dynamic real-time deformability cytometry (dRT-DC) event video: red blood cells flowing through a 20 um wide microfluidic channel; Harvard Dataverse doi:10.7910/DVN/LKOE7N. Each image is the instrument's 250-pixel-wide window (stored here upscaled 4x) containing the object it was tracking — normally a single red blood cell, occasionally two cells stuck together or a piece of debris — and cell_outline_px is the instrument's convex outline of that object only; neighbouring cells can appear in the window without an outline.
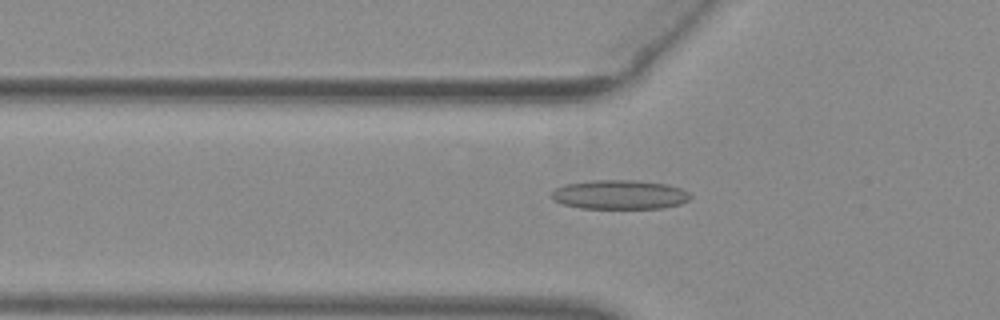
{"species": "common noctule bat (a hibernating species)", "species_latin": "Nyctalus noctula", "temperature_condition": "warm", "stored_images_in_passage": 49, "camera_frame_rate_fps": 3000, "um_per_image_px": 0.085, "animal": {"sex": "female", "body_mass_g": 29.2, "forearm_length_mm": 56.3}, "frame": {"image": 1, "passage_image": 15, "time_ms": 4.667, "image_size_px": [1000, 320], "cell_outline_px": [[692, 196], [688, 200], [680, 204], [664, 208], [580, 208], [564, 204], [552, 200], [552, 192], [556, 188], [564, 184], [592, 180], [636, 180], [668, 184], [680, 188], [688, 192]], "centroid_in_image_um": [52.68, 16.54], "position_along_channel_um": 73.1, "area_um2": 23.7}}
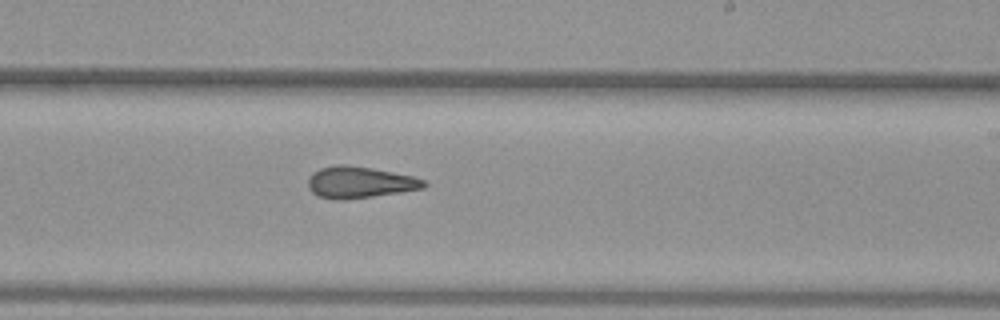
{"frame": {"image": 2, "passage_image": 29, "time_ms": 9.333, "image_size_px": [1000, 320], "cell_outline_px": [[428, 184], [424, 188], [400, 192], [344, 200], [340, 200], [316, 196], [308, 188], [308, 180], [312, 172], [320, 168], [340, 164], [344, 164], [372, 168], [412, 176], [424, 180]], "centroid_in_image_um": [30.55, 15.5], "position_along_channel_um": 258.5, "area_um2": 21.21}}
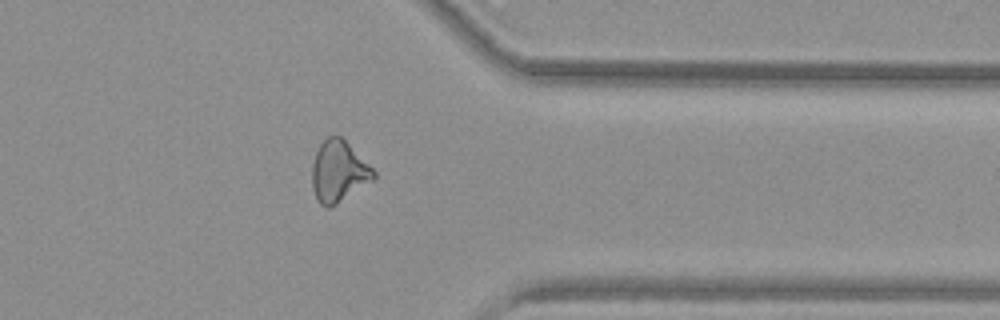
{"frame": {"image": 3, "passage_image": 39, "time_ms": 12.667, "image_size_px": [1000, 320], "cell_outline_px": [[376, 176], [372, 180], [336, 204], [328, 208], [324, 208], [316, 200], [312, 188], [312, 164], [316, 152], [320, 144], [328, 136], [340, 136], [376, 172]], "centroid_in_image_um": [28.74, 14.6], "position_along_channel_um": 382.7, "area_um2": 21.62}, "authors_computed_cell_mechanics": {"area_um2": 21.675, "velocity_mm_per_s": 3.9667, "shape_relaxation_time_tau1_ms": null, "shape_relaxation_time_tau2_ms": 1.683, "deformation_change_tau1": null, "deformation_change_tau2": 0.1014}}